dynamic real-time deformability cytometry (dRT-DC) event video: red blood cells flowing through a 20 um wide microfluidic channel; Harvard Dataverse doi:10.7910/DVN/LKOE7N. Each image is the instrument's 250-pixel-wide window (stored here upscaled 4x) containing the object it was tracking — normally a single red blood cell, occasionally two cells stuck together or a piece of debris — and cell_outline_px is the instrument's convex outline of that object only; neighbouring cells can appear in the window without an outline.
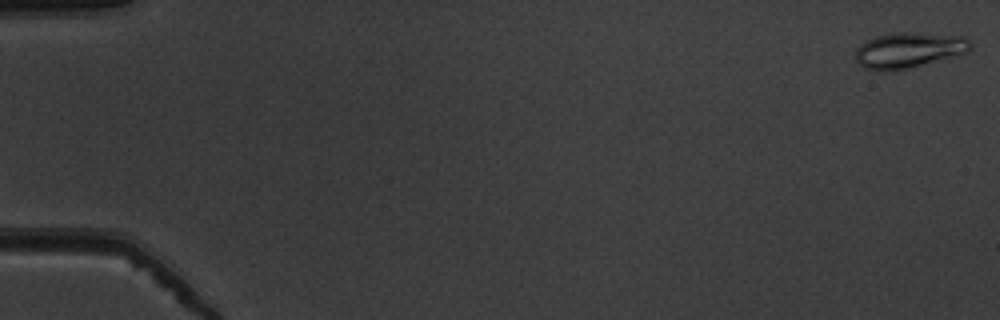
{"species": "common noctule bat (a hibernating species)", "species_latin": "Nyctalus noctula", "temperature_condition": "warm", "stored_images_in_passage": 53, "camera_frame_rate_fps": 3000, "um_per_image_px": 0.085, "animal": {"sex": "male", "body_mass_g": 19.5, "forearm_length_mm": 54.6}, "frame": {"image": 1, "passage_image": 1, "time_ms": 0.0, "image_size_px": [1000, 320], "cell_outline_px": [[972, 48], [968, 52], [908, 68], [892, 72], [884, 72], [864, 68], [856, 60], [856, 48], [860, 44], [876, 36], [892, 32], [908, 32], [964, 36], [972, 44]], "centroid_in_image_um": [77.22, 4.26], "position_along_channel_um": 7.8, "area_um2": 23.87}}
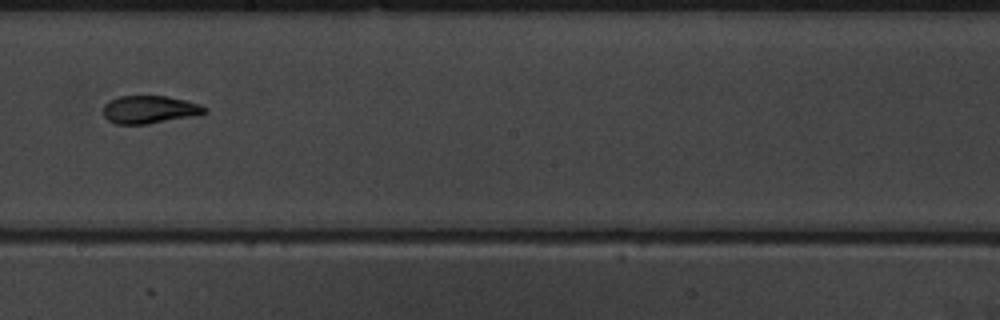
{"frame": {"image": 2, "passage_image": 31, "time_ms": 10.0, "image_size_px": [1000, 320], "cell_outline_px": [[208, 112], [200, 116], [148, 124], [116, 124], [108, 120], [104, 116], [104, 104], [108, 100], [120, 96], [168, 96], [200, 104], [208, 108]], "centroid_in_image_um": [12.77, 9.32], "position_along_channel_um": 235.4, "area_um2": 16.82}}
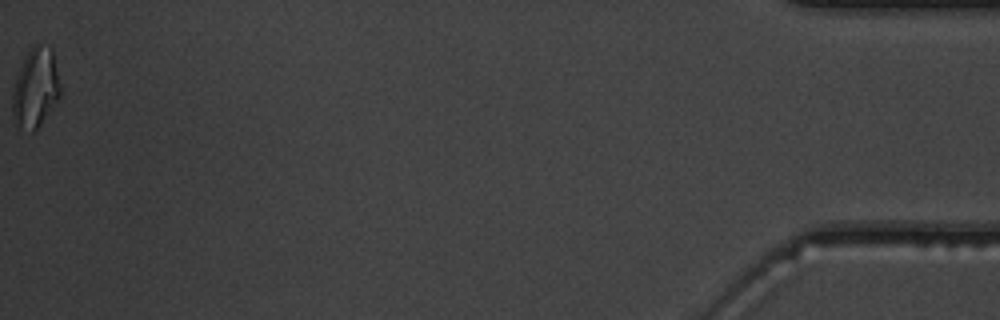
{"frame": {"image": 3, "passage_image": 53, "time_ms": 17.333, "image_size_px": [1000, 320], "cell_outline_px": [[60, 96], [40, 124], [32, 132], [16, 124], [12, 116], [12, 96], [16, 76], [28, 52], [36, 44], [40, 44], [52, 48], [60, 84]], "centroid_in_image_um": [3.01, 7.47], "position_along_channel_um": 432.2, "area_um2": 21.68}, "authors_computed_cell_mechanics": {"area_um2": 17.4556, "velocity_mm_per_s": 3.9286, "shape_relaxation_time_tau1_ms": 6.364, "shape_relaxation_time_tau2_ms": 1.8101, "deformation_change_tau1": 0.1921, "deformation_change_tau2": 0.0753}}